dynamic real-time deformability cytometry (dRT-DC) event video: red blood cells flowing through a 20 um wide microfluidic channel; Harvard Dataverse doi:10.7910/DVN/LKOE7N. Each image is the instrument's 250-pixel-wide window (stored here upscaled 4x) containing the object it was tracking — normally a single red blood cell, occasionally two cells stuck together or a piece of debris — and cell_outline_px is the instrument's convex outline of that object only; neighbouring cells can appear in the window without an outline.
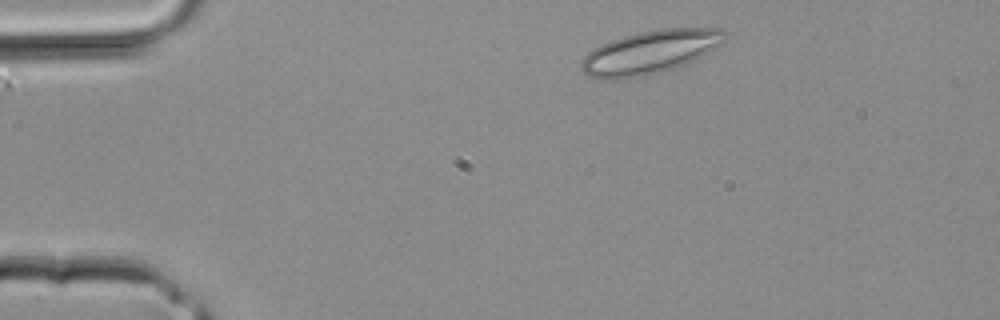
{"species": "common noctule bat (a hibernating species)", "species_latin": "Nyctalus noctula", "temperature_condition": "room temperature", "stored_images_in_passage": 2, "camera_frame_rate_fps": 3000, "um_per_image_px": 0.085, "animal": {"sex": "male", "body_mass_g": 20.4}, "frame": {"image": 1, "passage_image": 1, "time_ms": 0.0, "image_size_px": [1000, 320], "cell_outline_px": [[732, 32], [728, 40], [724, 44], [676, 68], [644, 76], [620, 80], [600, 80], [588, 76], [580, 68], [580, 64], [584, 56], [588, 52], [600, 44], [636, 32], [660, 28], [724, 28]], "centroid_in_image_um": [55.31, 4.42], "position_along_channel_um": 29.7, "area_um2": 37.11}}